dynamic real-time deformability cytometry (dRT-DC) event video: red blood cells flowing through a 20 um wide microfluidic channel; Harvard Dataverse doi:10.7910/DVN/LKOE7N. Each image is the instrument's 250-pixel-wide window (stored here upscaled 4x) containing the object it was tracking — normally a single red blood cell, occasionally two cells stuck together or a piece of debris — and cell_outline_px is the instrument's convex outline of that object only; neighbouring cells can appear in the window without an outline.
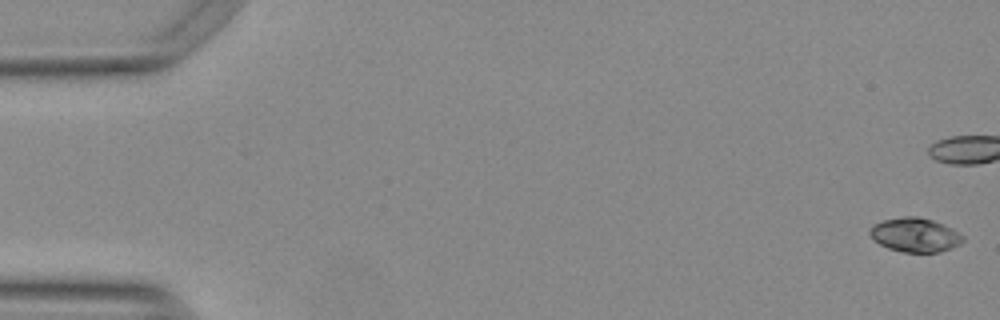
{"species": "Egyptian fruit bat (a non-hibernating species)", "species_latin": "Rousettus aegyptiacus", "temperature_condition": "warm", "stored_images_in_passage": 55, "camera_frame_rate_fps": 3000, "um_per_image_px": 0.085, "animal": {"sex": "female"}, "frame": {"image": 1, "passage_image": 1, "time_ms": 0.0, "image_size_px": [1000, 320], "cell_outline_px": [[964, 240], [960, 244], [952, 248], [940, 252], [904, 252], [888, 248], [880, 244], [868, 232], [872, 224], [884, 220], [904, 216], [916, 216], [932, 220], [952, 228], [964, 236]], "centroid_in_image_um": [77.79, 19.97], "position_along_channel_um": 7.2, "area_um2": 18.44}, "authors_computed_cell_mechanics": {"area_um2": 17.629, "velocity_mm_per_s": 3.7849, "shape_relaxation_time_tau1_ms": 3.5314, "shape_relaxation_time_tau2_ms": null, "deformation_change_tau1": 0.0828, "deformation_change_tau2": null}}